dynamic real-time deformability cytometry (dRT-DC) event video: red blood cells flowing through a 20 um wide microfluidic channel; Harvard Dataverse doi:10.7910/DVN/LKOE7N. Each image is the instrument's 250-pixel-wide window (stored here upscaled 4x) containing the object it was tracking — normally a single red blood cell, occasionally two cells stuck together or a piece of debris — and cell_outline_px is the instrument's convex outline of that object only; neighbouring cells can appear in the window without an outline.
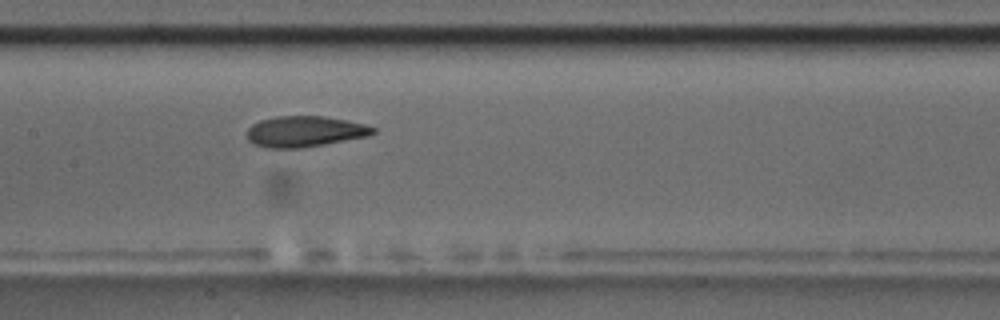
{"species": "common noctule bat (a hibernating species)", "species_latin": "Nyctalus noctula", "temperature_condition": "room temperature", "stored_images_in_passage": 10, "camera_frame_rate_fps": 3000, "um_per_image_px": 0.085, "animal": {"sex": "male", "body_mass_g": 17.5, "forearm_length_mm": 52.3}, "frame": {"image": 1, "passage_image": 10, "time_ms": 10.333, "image_size_px": [1000, 320], "cell_outline_px": [[376, 132], [368, 136], [324, 144], [300, 148], [264, 148], [252, 144], [248, 140], [248, 128], [252, 124], [260, 120], [276, 116], [324, 116], [348, 120], [364, 124], [376, 128]], "centroid_in_image_um": [25.89, 11.17], "position_along_channel_um": 181.5, "area_um2": 22.77}}